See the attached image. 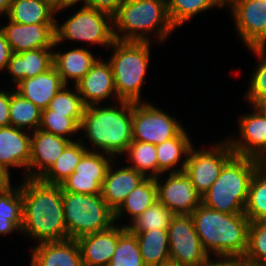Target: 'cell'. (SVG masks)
I'll return each instance as SVG.
<instances>
[{"mask_svg": "<svg viewBox=\"0 0 266 266\" xmlns=\"http://www.w3.org/2000/svg\"><path fill=\"white\" fill-rule=\"evenodd\" d=\"M0 29L13 53L54 46L55 24H20L3 17L0 21Z\"/></svg>", "mask_w": 266, "mask_h": 266, "instance_id": "cell-17", "label": "cell"}, {"mask_svg": "<svg viewBox=\"0 0 266 266\" xmlns=\"http://www.w3.org/2000/svg\"><path fill=\"white\" fill-rule=\"evenodd\" d=\"M245 261L266 266V220L250 222Z\"/></svg>", "mask_w": 266, "mask_h": 266, "instance_id": "cell-41", "label": "cell"}, {"mask_svg": "<svg viewBox=\"0 0 266 266\" xmlns=\"http://www.w3.org/2000/svg\"><path fill=\"white\" fill-rule=\"evenodd\" d=\"M191 147L184 172L190 178L201 197L209 190L223 169L235 155L226 138L216 140L210 145ZM206 146V147H205Z\"/></svg>", "mask_w": 266, "mask_h": 266, "instance_id": "cell-10", "label": "cell"}, {"mask_svg": "<svg viewBox=\"0 0 266 266\" xmlns=\"http://www.w3.org/2000/svg\"><path fill=\"white\" fill-rule=\"evenodd\" d=\"M14 232L21 235V230L8 217L0 216V237L12 236Z\"/></svg>", "mask_w": 266, "mask_h": 266, "instance_id": "cell-46", "label": "cell"}, {"mask_svg": "<svg viewBox=\"0 0 266 266\" xmlns=\"http://www.w3.org/2000/svg\"><path fill=\"white\" fill-rule=\"evenodd\" d=\"M79 140L88 151L120 158L133 141L132 102L86 106Z\"/></svg>", "mask_w": 266, "mask_h": 266, "instance_id": "cell-2", "label": "cell"}, {"mask_svg": "<svg viewBox=\"0 0 266 266\" xmlns=\"http://www.w3.org/2000/svg\"><path fill=\"white\" fill-rule=\"evenodd\" d=\"M121 162L119 158L112 161L102 185L101 195L113 211L122 204L132 190L147 178L141 172Z\"/></svg>", "mask_w": 266, "mask_h": 266, "instance_id": "cell-21", "label": "cell"}, {"mask_svg": "<svg viewBox=\"0 0 266 266\" xmlns=\"http://www.w3.org/2000/svg\"><path fill=\"white\" fill-rule=\"evenodd\" d=\"M113 30L115 40L148 41L160 46L167 45L176 33L165 0H124L113 15Z\"/></svg>", "mask_w": 266, "mask_h": 266, "instance_id": "cell-4", "label": "cell"}, {"mask_svg": "<svg viewBox=\"0 0 266 266\" xmlns=\"http://www.w3.org/2000/svg\"><path fill=\"white\" fill-rule=\"evenodd\" d=\"M127 229L119 224L76 239L84 266H108L115 253L119 236Z\"/></svg>", "mask_w": 266, "mask_h": 266, "instance_id": "cell-22", "label": "cell"}, {"mask_svg": "<svg viewBox=\"0 0 266 266\" xmlns=\"http://www.w3.org/2000/svg\"><path fill=\"white\" fill-rule=\"evenodd\" d=\"M157 201L158 189L155 178L147 177L128 194L127 198L114 211L115 223L127 227Z\"/></svg>", "mask_w": 266, "mask_h": 266, "instance_id": "cell-26", "label": "cell"}, {"mask_svg": "<svg viewBox=\"0 0 266 266\" xmlns=\"http://www.w3.org/2000/svg\"><path fill=\"white\" fill-rule=\"evenodd\" d=\"M135 234L146 266H160L170 262L168 229L131 232Z\"/></svg>", "mask_w": 266, "mask_h": 266, "instance_id": "cell-29", "label": "cell"}, {"mask_svg": "<svg viewBox=\"0 0 266 266\" xmlns=\"http://www.w3.org/2000/svg\"><path fill=\"white\" fill-rule=\"evenodd\" d=\"M56 10L48 0H11L6 18L20 24H55Z\"/></svg>", "mask_w": 266, "mask_h": 266, "instance_id": "cell-28", "label": "cell"}, {"mask_svg": "<svg viewBox=\"0 0 266 266\" xmlns=\"http://www.w3.org/2000/svg\"><path fill=\"white\" fill-rule=\"evenodd\" d=\"M5 89H4V88ZM0 88V127L10 126L9 105L10 90L5 85Z\"/></svg>", "mask_w": 266, "mask_h": 266, "instance_id": "cell-43", "label": "cell"}, {"mask_svg": "<svg viewBox=\"0 0 266 266\" xmlns=\"http://www.w3.org/2000/svg\"><path fill=\"white\" fill-rule=\"evenodd\" d=\"M85 105L76 86L65 85L50 101L53 114H67L70 118H82Z\"/></svg>", "mask_w": 266, "mask_h": 266, "instance_id": "cell-39", "label": "cell"}, {"mask_svg": "<svg viewBox=\"0 0 266 266\" xmlns=\"http://www.w3.org/2000/svg\"><path fill=\"white\" fill-rule=\"evenodd\" d=\"M173 213L159 200L135 218L128 226L130 232L168 229Z\"/></svg>", "mask_w": 266, "mask_h": 266, "instance_id": "cell-37", "label": "cell"}, {"mask_svg": "<svg viewBox=\"0 0 266 266\" xmlns=\"http://www.w3.org/2000/svg\"><path fill=\"white\" fill-rule=\"evenodd\" d=\"M53 67V48H40L21 53H12L7 68L2 74L10 80L11 87L23 79L44 73ZM7 73V74H6ZM13 85V86H12Z\"/></svg>", "mask_w": 266, "mask_h": 266, "instance_id": "cell-24", "label": "cell"}, {"mask_svg": "<svg viewBox=\"0 0 266 266\" xmlns=\"http://www.w3.org/2000/svg\"><path fill=\"white\" fill-rule=\"evenodd\" d=\"M230 22L243 47H266V0H226Z\"/></svg>", "mask_w": 266, "mask_h": 266, "instance_id": "cell-11", "label": "cell"}, {"mask_svg": "<svg viewBox=\"0 0 266 266\" xmlns=\"http://www.w3.org/2000/svg\"><path fill=\"white\" fill-rule=\"evenodd\" d=\"M226 0H168L167 12L171 24L175 29L182 28V26L189 25L195 17L207 11L215 9H225ZM192 20V21H191Z\"/></svg>", "mask_w": 266, "mask_h": 266, "instance_id": "cell-30", "label": "cell"}, {"mask_svg": "<svg viewBox=\"0 0 266 266\" xmlns=\"http://www.w3.org/2000/svg\"><path fill=\"white\" fill-rule=\"evenodd\" d=\"M160 266H181V265L175 264L173 262H168V263L160 265Z\"/></svg>", "mask_w": 266, "mask_h": 266, "instance_id": "cell-53", "label": "cell"}, {"mask_svg": "<svg viewBox=\"0 0 266 266\" xmlns=\"http://www.w3.org/2000/svg\"><path fill=\"white\" fill-rule=\"evenodd\" d=\"M244 214L250 222L266 220V172L258 167L250 181Z\"/></svg>", "mask_w": 266, "mask_h": 266, "instance_id": "cell-35", "label": "cell"}, {"mask_svg": "<svg viewBox=\"0 0 266 266\" xmlns=\"http://www.w3.org/2000/svg\"><path fill=\"white\" fill-rule=\"evenodd\" d=\"M85 106L119 102L113 70L107 57H99L88 73L75 85Z\"/></svg>", "mask_w": 266, "mask_h": 266, "instance_id": "cell-16", "label": "cell"}, {"mask_svg": "<svg viewBox=\"0 0 266 266\" xmlns=\"http://www.w3.org/2000/svg\"><path fill=\"white\" fill-rule=\"evenodd\" d=\"M65 86L59 73L53 66L35 77L23 79L14 90L33 102L41 110L48 108L52 98Z\"/></svg>", "mask_w": 266, "mask_h": 266, "instance_id": "cell-25", "label": "cell"}, {"mask_svg": "<svg viewBox=\"0 0 266 266\" xmlns=\"http://www.w3.org/2000/svg\"><path fill=\"white\" fill-rule=\"evenodd\" d=\"M243 257L210 256L201 266H240Z\"/></svg>", "mask_w": 266, "mask_h": 266, "instance_id": "cell-44", "label": "cell"}, {"mask_svg": "<svg viewBox=\"0 0 266 266\" xmlns=\"http://www.w3.org/2000/svg\"><path fill=\"white\" fill-rule=\"evenodd\" d=\"M191 217L203 248L209 256H245L250 225L245 214L219 212L201 203Z\"/></svg>", "mask_w": 266, "mask_h": 266, "instance_id": "cell-3", "label": "cell"}, {"mask_svg": "<svg viewBox=\"0 0 266 266\" xmlns=\"http://www.w3.org/2000/svg\"><path fill=\"white\" fill-rule=\"evenodd\" d=\"M62 198L68 239L76 240L116 224L114 211L101 194H76L62 189Z\"/></svg>", "mask_w": 266, "mask_h": 266, "instance_id": "cell-8", "label": "cell"}, {"mask_svg": "<svg viewBox=\"0 0 266 266\" xmlns=\"http://www.w3.org/2000/svg\"><path fill=\"white\" fill-rule=\"evenodd\" d=\"M257 167L255 158L234 155L202 196V204L219 212L244 214L250 181Z\"/></svg>", "mask_w": 266, "mask_h": 266, "instance_id": "cell-7", "label": "cell"}, {"mask_svg": "<svg viewBox=\"0 0 266 266\" xmlns=\"http://www.w3.org/2000/svg\"><path fill=\"white\" fill-rule=\"evenodd\" d=\"M249 54L256 58L255 67L246 81L248 87L244 92L243 102L258 106L266 99V47H248Z\"/></svg>", "mask_w": 266, "mask_h": 266, "instance_id": "cell-34", "label": "cell"}, {"mask_svg": "<svg viewBox=\"0 0 266 266\" xmlns=\"http://www.w3.org/2000/svg\"><path fill=\"white\" fill-rule=\"evenodd\" d=\"M81 120L67 117V114H53L52 110L46 108L42 110L39 129L75 141L80 137Z\"/></svg>", "mask_w": 266, "mask_h": 266, "instance_id": "cell-36", "label": "cell"}, {"mask_svg": "<svg viewBox=\"0 0 266 266\" xmlns=\"http://www.w3.org/2000/svg\"><path fill=\"white\" fill-rule=\"evenodd\" d=\"M11 174L14 173H11L5 166L0 163V189L8 188L14 184L15 181H11L12 179H14Z\"/></svg>", "mask_w": 266, "mask_h": 266, "instance_id": "cell-47", "label": "cell"}, {"mask_svg": "<svg viewBox=\"0 0 266 266\" xmlns=\"http://www.w3.org/2000/svg\"><path fill=\"white\" fill-rule=\"evenodd\" d=\"M10 4H11V0H0V20L3 17H6L9 11V8H10Z\"/></svg>", "mask_w": 266, "mask_h": 266, "instance_id": "cell-49", "label": "cell"}, {"mask_svg": "<svg viewBox=\"0 0 266 266\" xmlns=\"http://www.w3.org/2000/svg\"><path fill=\"white\" fill-rule=\"evenodd\" d=\"M188 130L184 128L176 137L156 145L158 176L184 171L188 154L194 145Z\"/></svg>", "mask_w": 266, "mask_h": 266, "instance_id": "cell-27", "label": "cell"}, {"mask_svg": "<svg viewBox=\"0 0 266 266\" xmlns=\"http://www.w3.org/2000/svg\"><path fill=\"white\" fill-rule=\"evenodd\" d=\"M240 266H260V265H257V264H252V263H249L247 261H243Z\"/></svg>", "mask_w": 266, "mask_h": 266, "instance_id": "cell-52", "label": "cell"}, {"mask_svg": "<svg viewBox=\"0 0 266 266\" xmlns=\"http://www.w3.org/2000/svg\"><path fill=\"white\" fill-rule=\"evenodd\" d=\"M67 11L70 15L64 16L65 20L62 22L60 14L68 15ZM114 41L113 16L110 14L88 7L81 2L56 10L54 43H59V46L68 45L70 42L72 46L77 44L82 47L84 43V48L93 50L95 46L96 50L98 45L101 47L100 50L103 48L108 51Z\"/></svg>", "mask_w": 266, "mask_h": 266, "instance_id": "cell-5", "label": "cell"}, {"mask_svg": "<svg viewBox=\"0 0 266 266\" xmlns=\"http://www.w3.org/2000/svg\"><path fill=\"white\" fill-rule=\"evenodd\" d=\"M155 181L158 200L173 214L191 215L202 203L201 195L184 171L162 173Z\"/></svg>", "mask_w": 266, "mask_h": 266, "instance_id": "cell-14", "label": "cell"}, {"mask_svg": "<svg viewBox=\"0 0 266 266\" xmlns=\"http://www.w3.org/2000/svg\"><path fill=\"white\" fill-rule=\"evenodd\" d=\"M258 168L266 172V150L257 157Z\"/></svg>", "mask_w": 266, "mask_h": 266, "instance_id": "cell-50", "label": "cell"}, {"mask_svg": "<svg viewBox=\"0 0 266 266\" xmlns=\"http://www.w3.org/2000/svg\"><path fill=\"white\" fill-rule=\"evenodd\" d=\"M266 113V99L258 105Z\"/></svg>", "mask_w": 266, "mask_h": 266, "instance_id": "cell-51", "label": "cell"}, {"mask_svg": "<svg viewBox=\"0 0 266 266\" xmlns=\"http://www.w3.org/2000/svg\"><path fill=\"white\" fill-rule=\"evenodd\" d=\"M148 41H119L115 40L108 52L117 98L120 101L142 102L144 99L143 84L151 66L153 47L159 44ZM156 45V46H155ZM143 96V97H142Z\"/></svg>", "mask_w": 266, "mask_h": 266, "instance_id": "cell-6", "label": "cell"}, {"mask_svg": "<svg viewBox=\"0 0 266 266\" xmlns=\"http://www.w3.org/2000/svg\"><path fill=\"white\" fill-rule=\"evenodd\" d=\"M84 5L104 11L113 16L124 0H80Z\"/></svg>", "mask_w": 266, "mask_h": 266, "instance_id": "cell-42", "label": "cell"}, {"mask_svg": "<svg viewBox=\"0 0 266 266\" xmlns=\"http://www.w3.org/2000/svg\"><path fill=\"white\" fill-rule=\"evenodd\" d=\"M155 102H132L133 141L161 144L176 137L186 125ZM169 113V114H168Z\"/></svg>", "mask_w": 266, "mask_h": 266, "instance_id": "cell-9", "label": "cell"}, {"mask_svg": "<svg viewBox=\"0 0 266 266\" xmlns=\"http://www.w3.org/2000/svg\"><path fill=\"white\" fill-rule=\"evenodd\" d=\"M247 106L250 111L237 115V134L225 138L235 155L257 159L266 150V113L259 106Z\"/></svg>", "mask_w": 266, "mask_h": 266, "instance_id": "cell-13", "label": "cell"}, {"mask_svg": "<svg viewBox=\"0 0 266 266\" xmlns=\"http://www.w3.org/2000/svg\"><path fill=\"white\" fill-rule=\"evenodd\" d=\"M29 252L28 266H84L74 239L32 245Z\"/></svg>", "mask_w": 266, "mask_h": 266, "instance_id": "cell-23", "label": "cell"}, {"mask_svg": "<svg viewBox=\"0 0 266 266\" xmlns=\"http://www.w3.org/2000/svg\"><path fill=\"white\" fill-rule=\"evenodd\" d=\"M170 262L201 266L210 257L195 230L190 214H174L168 227Z\"/></svg>", "mask_w": 266, "mask_h": 266, "instance_id": "cell-12", "label": "cell"}, {"mask_svg": "<svg viewBox=\"0 0 266 266\" xmlns=\"http://www.w3.org/2000/svg\"><path fill=\"white\" fill-rule=\"evenodd\" d=\"M87 151L88 149L79 139L71 141L40 179L49 184L61 185L75 171L76 166Z\"/></svg>", "mask_w": 266, "mask_h": 266, "instance_id": "cell-32", "label": "cell"}, {"mask_svg": "<svg viewBox=\"0 0 266 266\" xmlns=\"http://www.w3.org/2000/svg\"><path fill=\"white\" fill-rule=\"evenodd\" d=\"M12 53L10 44L0 29V74L6 70Z\"/></svg>", "mask_w": 266, "mask_h": 266, "instance_id": "cell-45", "label": "cell"}, {"mask_svg": "<svg viewBox=\"0 0 266 266\" xmlns=\"http://www.w3.org/2000/svg\"><path fill=\"white\" fill-rule=\"evenodd\" d=\"M0 216L8 217L20 230L23 223L22 179L20 183L0 189Z\"/></svg>", "mask_w": 266, "mask_h": 266, "instance_id": "cell-40", "label": "cell"}, {"mask_svg": "<svg viewBox=\"0 0 266 266\" xmlns=\"http://www.w3.org/2000/svg\"><path fill=\"white\" fill-rule=\"evenodd\" d=\"M58 46V47H57ZM59 47V43L53 46V66L59 73L65 85L75 86L89 71L92 65L103 54L96 53L89 48L71 46ZM59 48V49H58ZM64 49V50H63ZM66 49V51H65Z\"/></svg>", "mask_w": 266, "mask_h": 266, "instance_id": "cell-18", "label": "cell"}, {"mask_svg": "<svg viewBox=\"0 0 266 266\" xmlns=\"http://www.w3.org/2000/svg\"><path fill=\"white\" fill-rule=\"evenodd\" d=\"M115 158L109 154L87 151L75 171L60 185L66 192L101 194L107 170Z\"/></svg>", "mask_w": 266, "mask_h": 266, "instance_id": "cell-15", "label": "cell"}, {"mask_svg": "<svg viewBox=\"0 0 266 266\" xmlns=\"http://www.w3.org/2000/svg\"><path fill=\"white\" fill-rule=\"evenodd\" d=\"M30 157L31 132L14 126L0 127V163L10 172L21 170L20 179H24Z\"/></svg>", "mask_w": 266, "mask_h": 266, "instance_id": "cell-19", "label": "cell"}, {"mask_svg": "<svg viewBox=\"0 0 266 266\" xmlns=\"http://www.w3.org/2000/svg\"><path fill=\"white\" fill-rule=\"evenodd\" d=\"M108 266H146L143 262L135 234L126 229L118 238V244Z\"/></svg>", "mask_w": 266, "mask_h": 266, "instance_id": "cell-38", "label": "cell"}, {"mask_svg": "<svg viewBox=\"0 0 266 266\" xmlns=\"http://www.w3.org/2000/svg\"><path fill=\"white\" fill-rule=\"evenodd\" d=\"M125 157V158H124ZM126 161L125 163L123 161ZM123 163L146 177H158L156 145L139 141H132L126 151L119 158Z\"/></svg>", "mask_w": 266, "mask_h": 266, "instance_id": "cell-33", "label": "cell"}, {"mask_svg": "<svg viewBox=\"0 0 266 266\" xmlns=\"http://www.w3.org/2000/svg\"><path fill=\"white\" fill-rule=\"evenodd\" d=\"M70 142L67 138L41 129L31 132V157L27 178H41Z\"/></svg>", "mask_w": 266, "mask_h": 266, "instance_id": "cell-20", "label": "cell"}, {"mask_svg": "<svg viewBox=\"0 0 266 266\" xmlns=\"http://www.w3.org/2000/svg\"><path fill=\"white\" fill-rule=\"evenodd\" d=\"M56 9L80 2V0H48Z\"/></svg>", "mask_w": 266, "mask_h": 266, "instance_id": "cell-48", "label": "cell"}, {"mask_svg": "<svg viewBox=\"0 0 266 266\" xmlns=\"http://www.w3.org/2000/svg\"><path fill=\"white\" fill-rule=\"evenodd\" d=\"M22 237L34 245L68 239L64 219L62 187L40 178L22 179Z\"/></svg>", "mask_w": 266, "mask_h": 266, "instance_id": "cell-1", "label": "cell"}, {"mask_svg": "<svg viewBox=\"0 0 266 266\" xmlns=\"http://www.w3.org/2000/svg\"><path fill=\"white\" fill-rule=\"evenodd\" d=\"M8 88L10 89V126L29 132L39 129L42 110L33 102L16 92L13 87L8 85Z\"/></svg>", "mask_w": 266, "mask_h": 266, "instance_id": "cell-31", "label": "cell"}]
</instances>
